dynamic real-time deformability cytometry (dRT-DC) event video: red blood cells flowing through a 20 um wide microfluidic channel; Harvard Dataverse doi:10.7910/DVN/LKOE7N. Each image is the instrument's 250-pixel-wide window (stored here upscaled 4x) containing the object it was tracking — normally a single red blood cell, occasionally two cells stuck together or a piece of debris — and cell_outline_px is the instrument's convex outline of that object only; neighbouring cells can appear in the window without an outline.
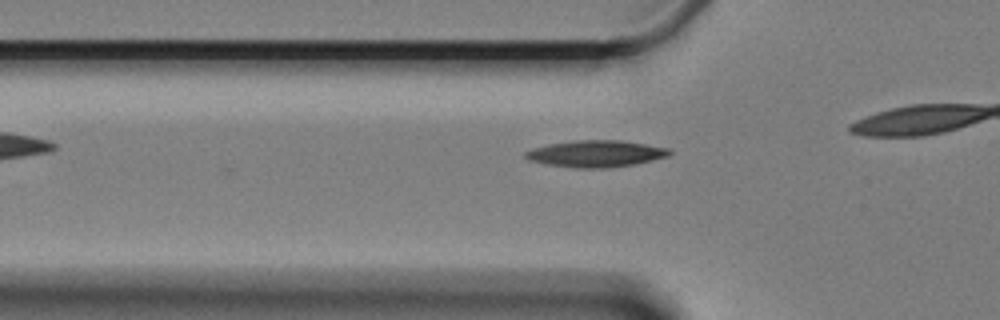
{"species": "Egyptian fruit bat (a non-hibernating species)", "species_latin": "Rousettus aegyptiacus", "temperature_condition": "cold", "stored_images_in_passage": 31, "camera_frame_rate_fps": 3000, "um_per_image_px": 0.085, "animal": {"sex": "female"}, "frame": {"image": 1, "passage_image": 2, "time_ms": 0.333, "image_size_px": [1000, 320], "cell_outline_px": [[672, 152], [668, 156], [636, 164], [608, 168], [576, 168], [548, 164], [528, 160], [524, 156], [524, 152], [548, 144], [576, 140], [620, 140], [672, 148]], "centroid_in_image_um": [50.7, 13.06], "position_along_channel_um": 75.1, "area_um2": 22.43}}
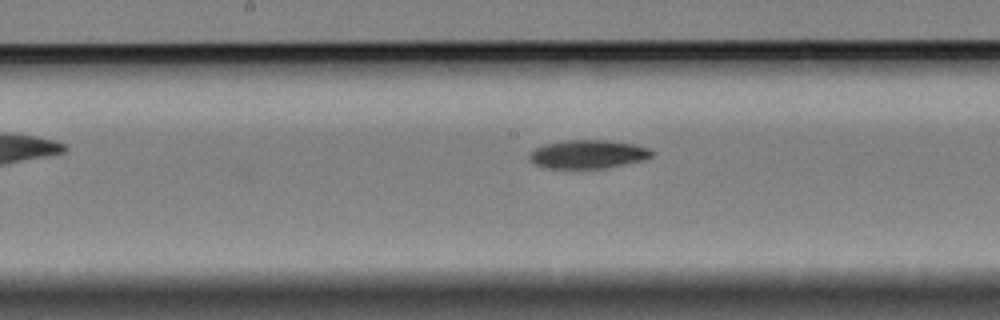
{"frame": {"image": 2, "passage_image": 13, "time_ms": 4.0, "image_size_px": [1000, 320], "cell_outline_px": [[656, 152], [652, 156], [644, 160], [604, 168], [544, 168], [528, 160], [528, 156], [536, 148], [544, 144], [564, 140], [608, 140], [636, 144], [648, 148]], "centroid_in_image_um": [49.99, 13.1], "position_along_channel_um": 198.2, "area_um2": 20.46}}
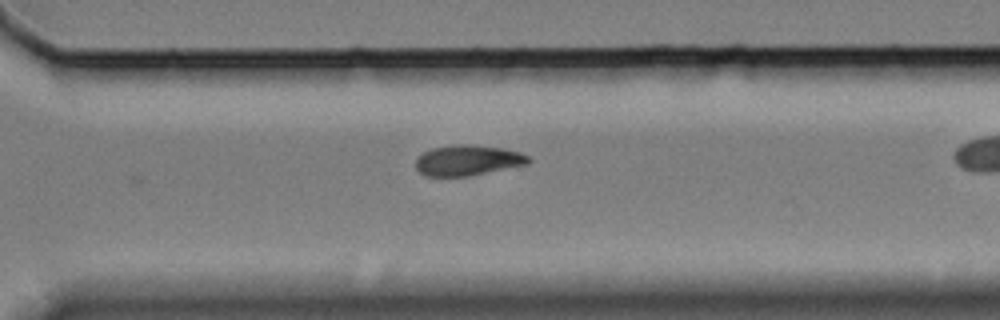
{"frame": {"image": 3, "passage_image": 25, "time_ms": 8.0, "image_size_px": [1000, 320], "cell_outline_px": [[532, 160], [528, 164], [468, 176], [428, 176], [420, 172], [416, 168], [416, 160], [424, 152], [432, 148], [452, 144], [472, 144], [504, 148], [520, 152], [528, 156]], "centroid_in_image_um": [39.79, 13.61], "position_along_channel_um": 330.8, "area_um2": 20.06}, "authors_computed_cell_mechanics": {"area_um2": 20.4612, "velocity_mm_per_s": 3.3255, "shape_relaxation_time_tau1_ms": 9.0624, "shape_relaxation_time_tau2_ms": null, "deformation_change_tau1": 0.1543, "deformation_change_tau2": null}}